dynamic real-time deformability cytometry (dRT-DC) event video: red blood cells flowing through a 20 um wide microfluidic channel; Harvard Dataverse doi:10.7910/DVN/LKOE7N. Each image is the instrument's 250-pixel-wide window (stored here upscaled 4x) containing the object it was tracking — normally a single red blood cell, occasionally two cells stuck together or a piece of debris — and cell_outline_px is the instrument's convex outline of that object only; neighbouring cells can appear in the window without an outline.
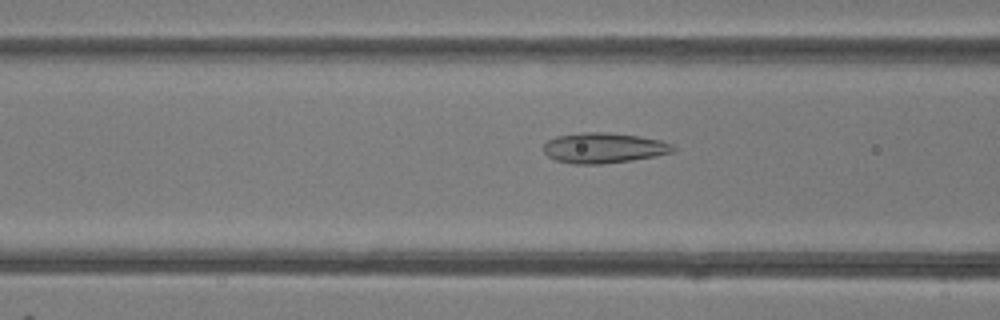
{"species": "common noctule bat (a hibernating species)", "species_latin": "Nyctalus noctula", "temperature_condition": "room temperature", "stored_images_in_passage": 48, "camera_frame_rate_fps": 3000, "um_per_image_px": 0.085, "animal": {"sex": "female"}, "frame": {"image": 1, "passage_image": 19, "time_ms": 6.0, "image_size_px": [1000, 320], "cell_outline_px": [[676, 152], [656, 156], [632, 160], [600, 164], [572, 164], [556, 160], [548, 156], [544, 152], [544, 144], [548, 140], [556, 136], [580, 132], [608, 132], [640, 136], [660, 140], [672, 144], [676, 148]], "centroid_in_image_um": [51.34, 12.57], "position_along_channel_um": 115.3, "area_um2": 23.12}}
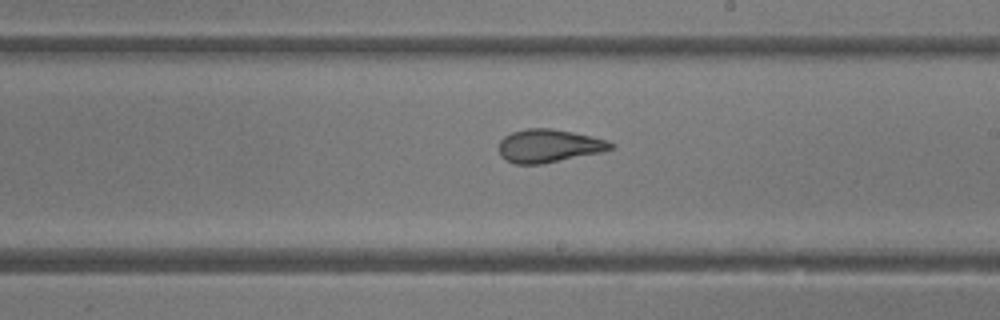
{"frame": {"image": 2, "passage_image": 28, "time_ms": 9.0, "image_size_px": [1000, 320], "cell_outline_px": [[616, 144], [612, 148], [600, 152], [544, 164], [516, 164], [500, 156], [500, 140], [504, 136], [512, 132], [524, 128], [552, 128], [592, 136], [608, 140]], "centroid_in_image_um": [46.66, 12.39], "position_along_channel_um": 242.3, "area_um2": 21.62}}
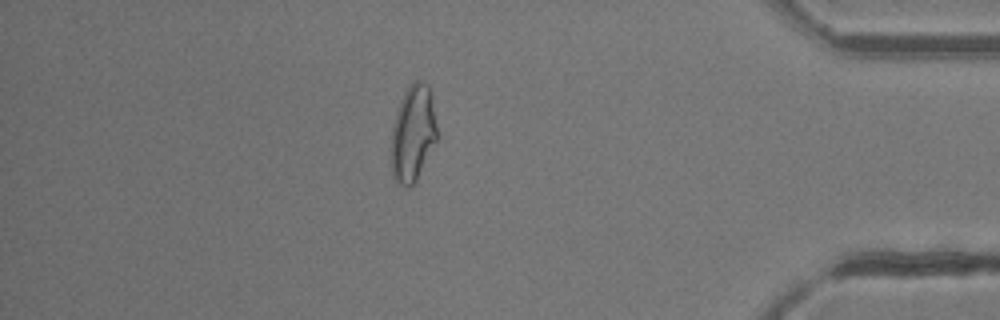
{"frame": {"image": 3, "passage_image": 42, "time_ms": 13.667, "image_size_px": [1000, 320], "cell_outline_px": [[436, 140], [416, 180], [408, 188], [404, 188], [392, 176], [392, 128], [396, 112], [400, 100], [404, 92], [416, 80], [420, 80], [428, 84], [436, 124]], "centroid_in_image_um": [35.08, 11.35], "position_along_channel_um": 400.1, "area_um2": 25.14}, "authors_computed_cell_mechanics": {"area_um2": 24.6517, "velocity_mm_per_s": 4.2227, "shape_relaxation_time_tau1_ms": 6.6011, "shape_relaxation_time_tau2_ms": 1.1526, "deformation_change_tau1": 0.1918, "deformation_change_tau2": 0.0709}}